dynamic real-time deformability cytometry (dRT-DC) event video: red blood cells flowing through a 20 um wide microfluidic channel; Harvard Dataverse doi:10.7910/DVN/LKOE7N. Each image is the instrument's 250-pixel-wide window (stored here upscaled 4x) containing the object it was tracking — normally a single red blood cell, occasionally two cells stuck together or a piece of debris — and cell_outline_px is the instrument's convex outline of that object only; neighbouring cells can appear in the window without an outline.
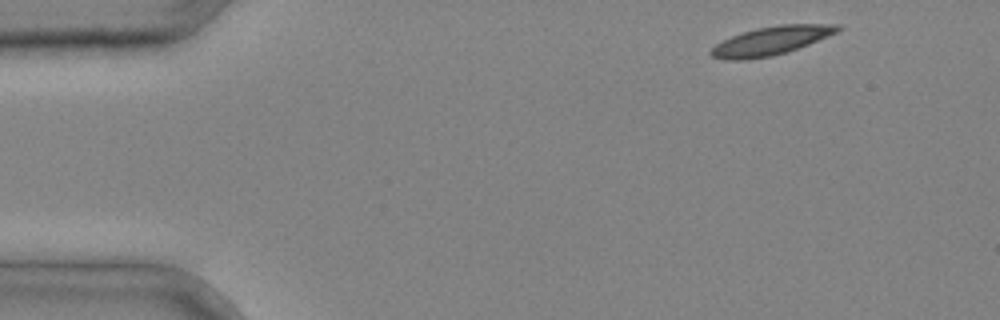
{"species": "common noctule bat (a hibernating species)", "species_latin": "Nyctalus noctula", "temperature_condition": "cold", "stored_images_in_passage": 3, "camera_frame_rate_fps": 3000, "um_per_image_px": 0.085, "animal": {"sex": "male", "body_mass_g": 20.4}, "frame": {"image": 1, "passage_image": 1, "time_ms": 0.0, "image_size_px": [1000, 320], "cell_outline_px": [[840, 28], [836, 32], [808, 44], [772, 56], [748, 60], [728, 60], [712, 56], [708, 52], [716, 44], [732, 36], [756, 28], [780, 24], [840, 24]], "centroid_in_image_um": [65.5, 3.46], "position_along_channel_um": 19.5, "area_um2": 20.69}}
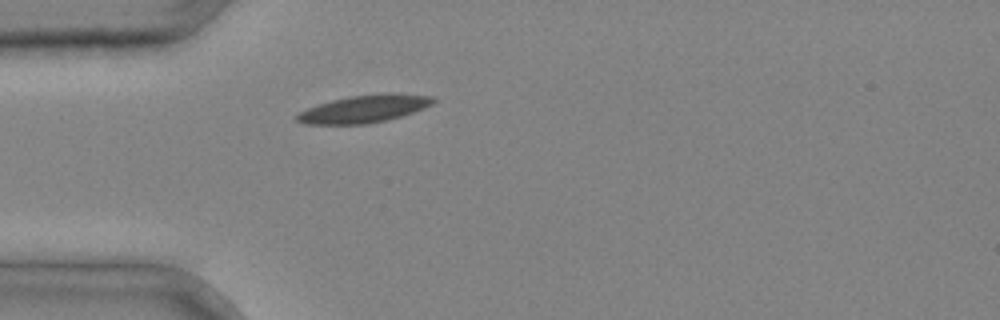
{"frame": {"image": 2, "passage_image": 3, "time_ms": 0.667, "image_size_px": [1000, 320], "cell_outline_px": [[436, 100], [432, 104], [424, 108], [400, 116], [384, 120], [364, 124], [304, 124], [296, 120], [296, 116], [300, 112], [308, 108], [332, 100], [348, 96], [388, 92], [392, 92], [432, 96]], "centroid_in_image_um": [30.97, 9.23], "position_along_channel_um": 54.0, "area_um2": 21.73}}